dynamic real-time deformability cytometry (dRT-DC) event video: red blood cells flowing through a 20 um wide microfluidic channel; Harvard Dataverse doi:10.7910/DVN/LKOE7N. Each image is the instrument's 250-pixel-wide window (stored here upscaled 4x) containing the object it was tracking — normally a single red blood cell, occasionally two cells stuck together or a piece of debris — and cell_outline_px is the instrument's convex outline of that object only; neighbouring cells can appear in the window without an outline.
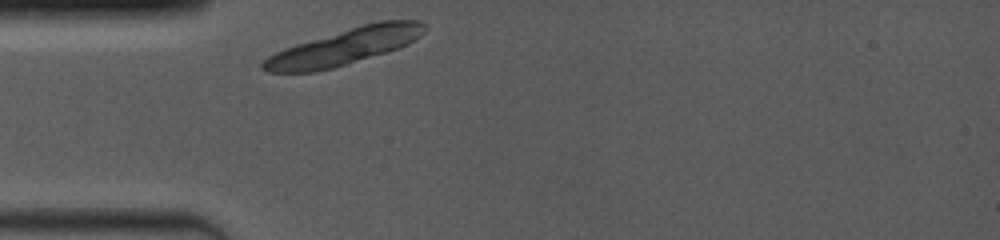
{"species": "common noctule bat (a hibernating species)", "species_latin": "Nyctalus noctula", "temperature_condition": "room temperature", "stored_images_in_passage": 1, "camera_frame_rate_fps": 4000, "um_per_image_px": 0.085, "animal": {"sex": "female", "body_mass_g": 19.0, "forearm_length_mm": 53.3}, "frame": {"image": 1, "passage_image": 1, "time_ms": 0.0, "image_size_px": [1000, 240], "cell_outline_px": [[428, 28], [420, 36], [408, 44], [384, 52], [332, 68], [316, 72], [268, 72], [260, 68], [260, 64], [268, 56], [284, 48], [296, 44], [364, 24], [380, 20], [420, 20], [428, 24]], "centroid_in_image_um": [29.3, 3.95], "position_along_channel_um": 55.7, "area_um2": 33.52}}